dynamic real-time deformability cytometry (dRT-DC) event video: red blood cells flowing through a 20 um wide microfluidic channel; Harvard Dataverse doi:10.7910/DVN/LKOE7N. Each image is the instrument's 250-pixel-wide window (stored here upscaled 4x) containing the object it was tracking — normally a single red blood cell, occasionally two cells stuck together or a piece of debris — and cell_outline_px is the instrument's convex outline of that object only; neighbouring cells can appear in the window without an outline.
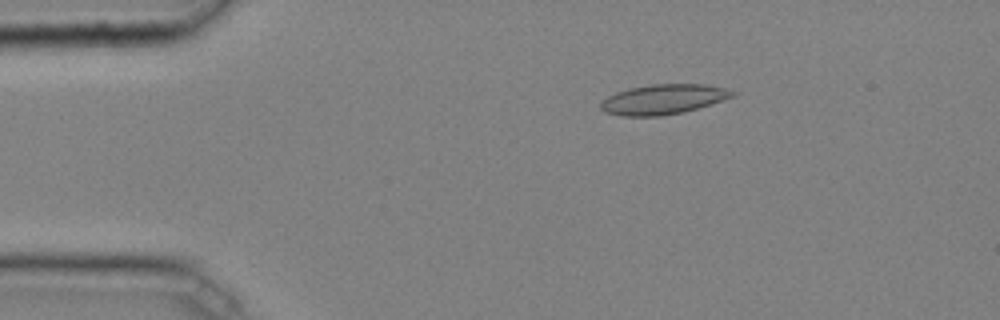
{"species": "common noctule bat (a hibernating species)", "species_latin": "Nyctalus noctula", "temperature_condition": "cold", "stored_images_in_passage": 43, "camera_frame_rate_fps": 3000, "um_per_image_px": 0.085, "animal": {"sex": "male", "body_mass_g": 20.4}, "frame": {"image": 1, "passage_image": 8, "time_ms": 2.333, "image_size_px": [1000, 320], "cell_outline_px": [[740, 92], [736, 96], [712, 104], [684, 112], [660, 116], [624, 116], [604, 112], [600, 108], [600, 104], [608, 96], [616, 92], [628, 88], [652, 84], [704, 84], [724, 88]], "centroid_in_image_um": [56.42, 8.44], "position_along_channel_um": 28.6, "area_um2": 23.18}}
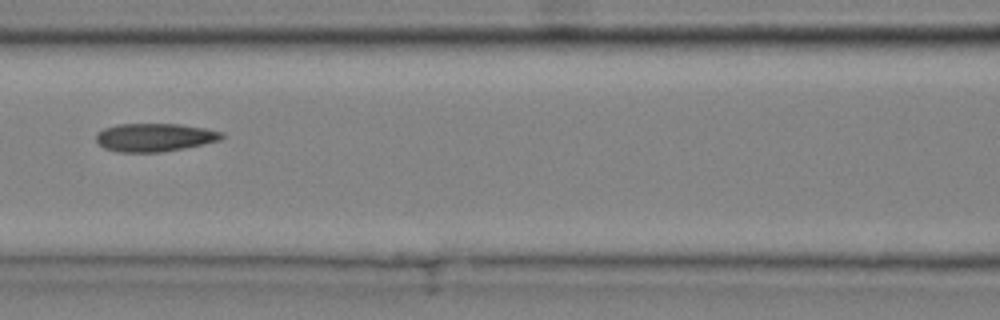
{"frame": {"image": 2, "passage_image": 21, "time_ms": 6.667, "image_size_px": [1000, 320], "cell_outline_px": [[224, 136], [220, 140], [184, 148], [160, 152], [116, 152], [104, 148], [96, 140], [96, 132], [104, 128], [116, 124], [180, 124], [204, 128], [224, 132]], "centroid_in_image_um": [13.12, 11.67], "position_along_channel_um": 153.5, "area_um2": 20.69}}
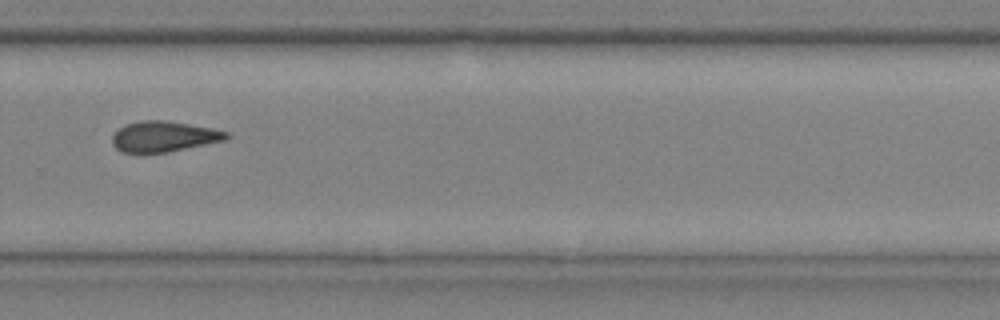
{"frame": {"image": 3, "passage_image": 33, "time_ms": 10.667, "image_size_px": [1000, 320], "cell_outline_px": [[232, 136], [224, 140], [168, 152], [120, 152], [112, 144], [112, 136], [120, 128], [128, 124], [144, 120], [164, 120], [212, 128], [228, 132]], "centroid_in_image_um": [13.94, 11.6], "position_along_channel_um": 315.9, "area_um2": 20.06}, "authors_computed_cell_mechanics": {"area_um2": 20.8658, "velocity_mm_per_s": 4.0691, "shape_relaxation_time_tau1_ms": null, "shape_relaxation_time_tau2_ms": 5.1232, "deformation_change_tau1": null, "deformation_change_tau2": 0.1164}}